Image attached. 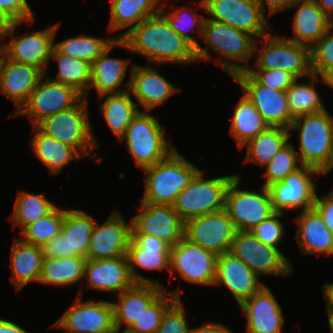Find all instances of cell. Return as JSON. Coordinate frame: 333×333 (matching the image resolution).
<instances>
[{
    "label": "cell",
    "instance_id": "obj_37",
    "mask_svg": "<svg viewBox=\"0 0 333 333\" xmlns=\"http://www.w3.org/2000/svg\"><path fill=\"white\" fill-rule=\"evenodd\" d=\"M86 258L69 256L45 258L41 267L39 282L55 286H69L84 278Z\"/></svg>",
    "mask_w": 333,
    "mask_h": 333
},
{
    "label": "cell",
    "instance_id": "obj_64",
    "mask_svg": "<svg viewBox=\"0 0 333 333\" xmlns=\"http://www.w3.org/2000/svg\"><path fill=\"white\" fill-rule=\"evenodd\" d=\"M332 159H333V141H332Z\"/></svg>",
    "mask_w": 333,
    "mask_h": 333
},
{
    "label": "cell",
    "instance_id": "obj_1",
    "mask_svg": "<svg viewBox=\"0 0 333 333\" xmlns=\"http://www.w3.org/2000/svg\"><path fill=\"white\" fill-rule=\"evenodd\" d=\"M117 46L127 52L141 54L150 64L185 65L198 62L196 49L175 33L160 13L144 19L121 39H117Z\"/></svg>",
    "mask_w": 333,
    "mask_h": 333
},
{
    "label": "cell",
    "instance_id": "obj_48",
    "mask_svg": "<svg viewBox=\"0 0 333 333\" xmlns=\"http://www.w3.org/2000/svg\"><path fill=\"white\" fill-rule=\"evenodd\" d=\"M283 216L284 213L275 212L250 231L264 244L278 247L277 245L281 243L285 233L284 224L280 220Z\"/></svg>",
    "mask_w": 333,
    "mask_h": 333
},
{
    "label": "cell",
    "instance_id": "obj_60",
    "mask_svg": "<svg viewBox=\"0 0 333 333\" xmlns=\"http://www.w3.org/2000/svg\"><path fill=\"white\" fill-rule=\"evenodd\" d=\"M328 315V325L330 327L331 333H333V314H327Z\"/></svg>",
    "mask_w": 333,
    "mask_h": 333
},
{
    "label": "cell",
    "instance_id": "obj_35",
    "mask_svg": "<svg viewBox=\"0 0 333 333\" xmlns=\"http://www.w3.org/2000/svg\"><path fill=\"white\" fill-rule=\"evenodd\" d=\"M233 111L230 133L239 149L270 127L245 94L239 99Z\"/></svg>",
    "mask_w": 333,
    "mask_h": 333
},
{
    "label": "cell",
    "instance_id": "obj_26",
    "mask_svg": "<svg viewBox=\"0 0 333 333\" xmlns=\"http://www.w3.org/2000/svg\"><path fill=\"white\" fill-rule=\"evenodd\" d=\"M239 307L247 319V333H285L282 332L285 321L282 307L268 286L244 300Z\"/></svg>",
    "mask_w": 333,
    "mask_h": 333
},
{
    "label": "cell",
    "instance_id": "obj_58",
    "mask_svg": "<svg viewBox=\"0 0 333 333\" xmlns=\"http://www.w3.org/2000/svg\"><path fill=\"white\" fill-rule=\"evenodd\" d=\"M318 7L333 21V0H315Z\"/></svg>",
    "mask_w": 333,
    "mask_h": 333
},
{
    "label": "cell",
    "instance_id": "obj_27",
    "mask_svg": "<svg viewBox=\"0 0 333 333\" xmlns=\"http://www.w3.org/2000/svg\"><path fill=\"white\" fill-rule=\"evenodd\" d=\"M44 73L37 67L18 63L4 54L0 60V89L17 106L11 118L28 101Z\"/></svg>",
    "mask_w": 333,
    "mask_h": 333
},
{
    "label": "cell",
    "instance_id": "obj_47",
    "mask_svg": "<svg viewBox=\"0 0 333 333\" xmlns=\"http://www.w3.org/2000/svg\"><path fill=\"white\" fill-rule=\"evenodd\" d=\"M311 69L317 76L333 69V26L311 47Z\"/></svg>",
    "mask_w": 333,
    "mask_h": 333
},
{
    "label": "cell",
    "instance_id": "obj_40",
    "mask_svg": "<svg viewBox=\"0 0 333 333\" xmlns=\"http://www.w3.org/2000/svg\"><path fill=\"white\" fill-rule=\"evenodd\" d=\"M307 78L308 81L303 84L299 82V79H296L285 91L290 114L293 118L326 110L314 86V83L318 82V76L312 74Z\"/></svg>",
    "mask_w": 333,
    "mask_h": 333
},
{
    "label": "cell",
    "instance_id": "obj_38",
    "mask_svg": "<svg viewBox=\"0 0 333 333\" xmlns=\"http://www.w3.org/2000/svg\"><path fill=\"white\" fill-rule=\"evenodd\" d=\"M290 138L289 129L269 127L243 145L247 150L244 163L250 162L265 167Z\"/></svg>",
    "mask_w": 333,
    "mask_h": 333
},
{
    "label": "cell",
    "instance_id": "obj_52",
    "mask_svg": "<svg viewBox=\"0 0 333 333\" xmlns=\"http://www.w3.org/2000/svg\"><path fill=\"white\" fill-rule=\"evenodd\" d=\"M314 208L323 218L326 227L333 233V189L321 198L317 194Z\"/></svg>",
    "mask_w": 333,
    "mask_h": 333
},
{
    "label": "cell",
    "instance_id": "obj_21",
    "mask_svg": "<svg viewBox=\"0 0 333 333\" xmlns=\"http://www.w3.org/2000/svg\"><path fill=\"white\" fill-rule=\"evenodd\" d=\"M171 246L158 237L143 233H131L126 252L130 273L136 283H152L163 286L159 280L145 278L136 273L144 270H169Z\"/></svg>",
    "mask_w": 333,
    "mask_h": 333
},
{
    "label": "cell",
    "instance_id": "obj_16",
    "mask_svg": "<svg viewBox=\"0 0 333 333\" xmlns=\"http://www.w3.org/2000/svg\"><path fill=\"white\" fill-rule=\"evenodd\" d=\"M82 291L70 309L51 327L65 329L63 333H112L115 331L112 301L89 299L81 301Z\"/></svg>",
    "mask_w": 333,
    "mask_h": 333
},
{
    "label": "cell",
    "instance_id": "obj_18",
    "mask_svg": "<svg viewBox=\"0 0 333 333\" xmlns=\"http://www.w3.org/2000/svg\"><path fill=\"white\" fill-rule=\"evenodd\" d=\"M232 78L270 127L289 129L294 118L290 114L285 91L260 84L247 70L236 73Z\"/></svg>",
    "mask_w": 333,
    "mask_h": 333
},
{
    "label": "cell",
    "instance_id": "obj_28",
    "mask_svg": "<svg viewBox=\"0 0 333 333\" xmlns=\"http://www.w3.org/2000/svg\"><path fill=\"white\" fill-rule=\"evenodd\" d=\"M163 290L167 288L152 283H136L119 294V300L112 301L115 330L120 331L123 324L127 326L123 331L128 330Z\"/></svg>",
    "mask_w": 333,
    "mask_h": 333
},
{
    "label": "cell",
    "instance_id": "obj_29",
    "mask_svg": "<svg viewBox=\"0 0 333 333\" xmlns=\"http://www.w3.org/2000/svg\"><path fill=\"white\" fill-rule=\"evenodd\" d=\"M115 46L117 47V39L91 64L89 91L94 88L99 97L121 94L129 90V87H120L131 59L110 57L109 53Z\"/></svg>",
    "mask_w": 333,
    "mask_h": 333
},
{
    "label": "cell",
    "instance_id": "obj_12",
    "mask_svg": "<svg viewBox=\"0 0 333 333\" xmlns=\"http://www.w3.org/2000/svg\"><path fill=\"white\" fill-rule=\"evenodd\" d=\"M61 22L48 24L46 29L28 32L20 36L14 35V30L21 22H14L9 34V42L0 44L3 54L10 60L31 65L47 75L54 40Z\"/></svg>",
    "mask_w": 333,
    "mask_h": 333
},
{
    "label": "cell",
    "instance_id": "obj_32",
    "mask_svg": "<svg viewBox=\"0 0 333 333\" xmlns=\"http://www.w3.org/2000/svg\"><path fill=\"white\" fill-rule=\"evenodd\" d=\"M14 238L10 253V278L19 291L29 282H39L44 256L40 246L26 243L16 235Z\"/></svg>",
    "mask_w": 333,
    "mask_h": 333
},
{
    "label": "cell",
    "instance_id": "obj_3",
    "mask_svg": "<svg viewBox=\"0 0 333 333\" xmlns=\"http://www.w3.org/2000/svg\"><path fill=\"white\" fill-rule=\"evenodd\" d=\"M199 170L184 155L173 150L165 159L143 170L146 177L142 202L173 205Z\"/></svg>",
    "mask_w": 333,
    "mask_h": 333
},
{
    "label": "cell",
    "instance_id": "obj_57",
    "mask_svg": "<svg viewBox=\"0 0 333 333\" xmlns=\"http://www.w3.org/2000/svg\"><path fill=\"white\" fill-rule=\"evenodd\" d=\"M324 292V299L327 301L326 312L333 314V283H327L322 286Z\"/></svg>",
    "mask_w": 333,
    "mask_h": 333
},
{
    "label": "cell",
    "instance_id": "obj_14",
    "mask_svg": "<svg viewBox=\"0 0 333 333\" xmlns=\"http://www.w3.org/2000/svg\"><path fill=\"white\" fill-rule=\"evenodd\" d=\"M97 221L85 211L65 209L61 233L44 244L45 258L80 256L87 259L90 237Z\"/></svg>",
    "mask_w": 333,
    "mask_h": 333
},
{
    "label": "cell",
    "instance_id": "obj_36",
    "mask_svg": "<svg viewBox=\"0 0 333 333\" xmlns=\"http://www.w3.org/2000/svg\"><path fill=\"white\" fill-rule=\"evenodd\" d=\"M103 97H106V100L100 104L101 114L111 132L120 140L140 110L136 102L132 100L129 91L121 94L103 95L99 98Z\"/></svg>",
    "mask_w": 333,
    "mask_h": 333
},
{
    "label": "cell",
    "instance_id": "obj_42",
    "mask_svg": "<svg viewBox=\"0 0 333 333\" xmlns=\"http://www.w3.org/2000/svg\"><path fill=\"white\" fill-rule=\"evenodd\" d=\"M115 37L97 38L79 35L58 43L54 47L67 56L77 57L92 64L114 41Z\"/></svg>",
    "mask_w": 333,
    "mask_h": 333
},
{
    "label": "cell",
    "instance_id": "obj_5",
    "mask_svg": "<svg viewBox=\"0 0 333 333\" xmlns=\"http://www.w3.org/2000/svg\"><path fill=\"white\" fill-rule=\"evenodd\" d=\"M89 99L84 97L72 108L46 117L35 127L47 136L75 148L81 155H90L97 147L89 118Z\"/></svg>",
    "mask_w": 333,
    "mask_h": 333
},
{
    "label": "cell",
    "instance_id": "obj_45",
    "mask_svg": "<svg viewBox=\"0 0 333 333\" xmlns=\"http://www.w3.org/2000/svg\"><path fill=\"white\" fill-rule=\"evenodd\" d=\"M160 14L167 20L170 28L177 34L181 35L195 49L200 45L194 36H191L188 30L197 28L200 38L202 37L203 26L206 16L190 11L189 8H176L174 11L166 12L165 3H161ZM163 5V6H162ZM163 7V8H162ZM189 9V10H187Z\"/></svg>",
    "mask_w": 333,
    "mask_h": 333
},
{
    "label": "cell",
    "instance_id": "obj_55",
    "mask_svg": "<svg viewBox=\"0 0 333 333\" xmlns=\"http://www.w3.org/2000/svg\"><path fill=\"white\" fill-rule=\"evenodd\" d=\"M0 333H29L15 322L0 318Z\"/></svg>",
    "mask_w": 333,
    "mask_h": 333
},
{
    "label": "cell",
    "instance_id": "obj_44",
    "mask_svg": "<svg viewBox=\"0 0 333 333\" xmlns=\"http://www.w3.org/2000/svg\"><path fill=\"white\" fill-rule=\"evenodd\" d=\"M65 218V209L56 207L51 213L27 226L21 233V239L29 244L42 247L61 233Z\"/></svg>",
    "mask_w": 333,
    "mask_h": 333
},
{
    "label": "cell",
    "instance_id": "obj_2",
    "mask_svg": "<svg viewBox=\"0 0 333 333\" xmlns=\"http://www.w3.org/2000/svg\"><path fill=\"white\" fill-rule=\"evenodd\" d=\"M201 39L207 46L197 47L196 57L199 62L210 59L211 48L220 55L217 60L218 65L231 77L249 68L250 57H254L256 41L252 35L206 17ZM241 62L246 65H242Z\"/></svg>",
    "mask_w": 333,
    "mask_h": 333
},
{
    "label": "cell",
    "instance_id": "obj_15",
    "mask_svg": "<svg viewBox=\"0 0 333 333\" xmlns=\"http://www.w3.org/2000/svg\"><path fill=\"white\" fill-rule=\"evenodd\" d=\"M323 175L320 171L309 166H301L287 175L282 182L269 185L272 207L274 212L284 213L303 208L302 211L314 208L316 185L313 176Z\"/></svg>",
    "mask_w": 333,
    "mask_h": 333
},
{
    "label": "cell",
    "instance_id": "obj_63",
    "mask_svg": "<svg viewBox=\"0 0 333 333\" xmlns=\"http://www.w3.org/2000/svg\"><path fill=\"white\" fill-rule=\"evenodd\" d=\"M2 55H3V50H2V48H1V46H0V60H1V58H2Z\"/></svg>",
    "mask_w": 333,
    "mask_h": 333
},
{
    "label": "cell",
    "instance_id": "obj_56",
    "mask_svg": "<svg viewBox=\"0 0 333 333\" xmlns=\"http://www.w3.org/2000/svg\"><path fill=\"white\" fill-rule=\"evenodd\" d=\"M13 24L14 21L0 9V39L9 34Z\"/></svg>",
    "mask_w": 333,
    "mask_h": 333
},
{
    "label": "cell",
    "instance_id": "obj_62",
    "mask_svg": "<svg viewBox=\"0 0 333 333\" xmlns=\"http://www.w3.org/2000/svg\"><path fill=\"white\" fill-rule=\"evenodd\" d=\"M332 169H333V159H332V162H331L330 166L328 167V169L323 173V176L328 174Z\"/></svg>",
    "mask_w": 333,
    "mask_h": 333
},
{
    "label": "cell",
    "instance_id": "obj_20",
    "mask_svg": "<svg viewBox=\"0 0 333 333\" xmlns=\"http://www.w3.org/2000/svg\"><path fill=\"white\" fill-rule=\"evenodd\" d=\"M139 211L131 218V233L153 235L171 247L184 237L185 223L173 205L142 202Z\"/></svg>",
    "mask_w": 333,
    "mask_h": 333
},
{
    "label": "cell",
    "instance_id": "obj_30",
    "mask_svg": "<svg viewBox=\"0 0 333 333\" xmlns=\"http://www.w3.org/2000/svg\"><path fill=\"white\" fill-rule=\"evenodd\" d=\"M297 7L293 16L294 36L286 37L295 43L312 47L333 26V21L318 7L316 1L291 4Z\"/></svg>",
    "mask_w": 333,
    "mask_h": 333
},
{
    "label": "cell",
    "instance_id": "obj_41",
    "mask_svg": "<svg viewBox=\"0 0 333 333\" xmlns=\"http://www.w3.org/2000/svg\"><path fill=\"white\" fill-rule=\"evenodd\" d=\"M56 207L57 204L52 203L43 194H34L23 190L18 192L14 211L9 220L14 227L22 228V232L27 226L45 217Z\"/></svg>",
    "mask_w": 333,
    "mask_h": 333
},
{
    "label": "cell",
    "instance_id": "obj_39",
    "mask_svg": "<svg viewBox=\"0 0 333 333\" xmlns=\"http://www.w3.org/2000/svg\"><path fill=\"white\" fill-rule=\"evenodd\" d=\"M50 59L58 63L56 82L73 87L85 99L88 97L89 83L91 77V64L77 57L67 56L53 47Z\"/></svg>",
    "mask_w": 333,
    "mask_h": 333
},
{
    "label": "cell",
    "instance_id": "obj_25",
    "mask_svg": "<svg viewBox=\"0 0 333 333\" xmlns=\"http://www.w3.org/2000/svg\"><path fill=\"white\" fill-rule=\"evenodd\" d=\"M84 278H87L86 289L117 292L118 295L136 284L126 255L112 259H86Z\"/></svg>",
    "mask_w": 333,
    "mask_h": 333
},
{
    "label": "cell",
    "instance_id": "obj_51",
    "mask_svg": "<svg viewBox=\"0 0 333 333\" xmlns=\"http://www.w3.org/2000/svg\"><path fill=\"white\" fill-rule=\"evenodd\" d=\"M0 9L14 22L26 23L35 20L27 0H0Z\"/></svg>",
    "mask_w": 333,
    "mask_h": 333
},
{
    "label": "cell",
    "instance_id": "obj_11",
    "mask_svg": "<svg viewBox=\"0 0 333 333\" xmlns=\"http://www.w3.org/2000/svg\"><path fill=\"white\" fill-rule=\"evenodd\" d=\"M242 177L236 175L230 182L225 195V210L237 231H250L275 212L268 188L261 190H239Z\"/></svg>",
    "mask_w": 333,
    "mask_h": 333
},
{
    "label": "cell",
    "instance_id": "obj_31",
    "mask_svg": "<svg viewBox=\"0 0 333 333\" xmlns=\"http://www.w3.org/2000/svg\"><path fill=\"white\" fill-rule=\"evenodd\" d=\"M294 221L299 226L295 237L302 253L333 255V233L315 208L302 211Z\"/></svg>",
    "mask_w": 333,
    "mask_h": 333
},
{
    "label": "cell",
    "instance_id": "obj_6",
    "mask_svg": "<svg viewBox=\"0 0 333 333\" xmlns=\"http://www.w3.org/2000/svg\"><path fill=\"white\" fill-rule=\"evenodd\" d=\"M165 136L158 118L141 110L119 141H125L134 162L144 170L165 159L175 150V146L171 142L168 144Z\"/></svg>",
    "mask_w": 333,
    "mask_h": 333
},
{
    "label": "cell",
    "instance_id": "obj_43",
    "mask_svg": "<svg viewBox=\"0 0 333 333\" xmlns=\"http://www.w3.org/2000/svg\"><path fill=\"white\" fill-rule=\"evenodd\" d=\"M181 299L180 289L163 290L142 312L140 317L126 330L127 333H156L166 310Z\"/></svg>",
    "mask_w": 333,
    "mask_h": 333
},
{
    "label": "cell",
    "instance_id": "obj_46",
    "mask_svg": "<svg viewBox=\"0 0 333 333\" xmlns=\"http://www.w3.org/2000/svg\"><path fill=\"white\" fill-rule=\"evenodd\" d=\"M299 163L300 161L297 151L295 150L293 144L288 142L265 166L266 180L264 181L263 186L267 188L273 183L282 182L287 175L302 166Z\"/></svg>",
    "mask_w": 333,
    "mask_h": 333
},
{
    "label": "cell",
    "instance_id": "obj_19",
    "mask_svg": "<svg viewBox=\"0 0 333 333\" xmlns=\"http://www.w3.org/2000/svg\"><path fill=\"white\" fill-rule=\"evenodd\" d=\"M237 230L225 209L185 222L184 237L217 256L230 251Z\"/></svg>",
    "mask_w": 333,
    "mask_h": 333
},
{
    "label": "cell",
    "instance_id": "obj_8",
    "mask_svg": "<svg viewBox=\"0 0 333 333\" xmlns=\"http://www.w3.org/2000/svg\"><path fill=\"white\" fill-rule=\"evenodd\" d=\"M261 40L262 47L258 49L257 42ZM257 54L255 66L257 69H282L291 73L296 79L311 76V47L295 43L282 36L267 35L257 39L254 45Z\"/></svg>",
    "mask_w": 333,
    "mask_h": 333
},
{
    "label": "cell",
    "instance_id": "obj_50",
    "mask_svg": "<svg viewBox=\"0 0 333 333\" xmlns=\"http://www.w3.org/2000/svg\"><path fill=\"white\" fill-rule=\"evenodd\" d=\"M177 299L164 313L161 324L156 333H189L185 309Z\"/></svg>",
    "mask_w": 333,
    "mask_h": 333
},
{
    "label": "cell",
    "instance_id": "obj_34",
    "mask_svg": "<svg viewBox=\"0 0 333 333\" xmlns=\"http://www.w3.org/2000/svg\"><path fill=\"white\" fill-rule=\"evenodd\" d=\"M33 139L30 142L33 154L47 167L49 174L57 175L72 160H80L82 155L73 147L47 136L33 126Z\"/></svg>",
    "mask_w": 333,
    "mask_h": 333
},
{
    "label": "cell",
    "instance_id": "obj_33",
    "mask_svg": "<svg viewBox=\"0 0 333 333\" xmlns=\"http://www.w3.org/2000/svg\"><path fill=\"white\" fill-rule=\"evenodd\" d=\"M161 0H111L109 32L129 27L125 32L114 36L121 39L129 30L144 19L160 12ZM159 3V5H158Z\"/></svg>",
    "mask_w": 333,
    "mask_h": 333
},
{
    "label": "cell",
    "instance_id": "obj_10",
    "mask_svg": "<svg viewBox=\"0 0 333 333\" xmlns=\"http://www.w3.org/2000/svg\"><path fill=\"white\" fill-rule=\"evenodd\" d=\"M230 252L258 277L274 275L285 278L294 272L291 258H287L278 247L261 242L251 231H237L232 240Z\"/></svg>",
    "mask_w": 333,
    "mask_h": 333
},
{
    "label": "cell",
    "instance_id": "obj_59",
    "mask_svg": "<svg viewBox=\"0 0 333 333\" xmlns=\"http://www.w3.org/2000/svg\"><path fill=\"white\" fill-rule=\"evenodd\" d=\"M323 82L326 83L329 87L333 88V69H330L326 71L322 76H321Z\"/></svg>",
    "mask_w": 333,
    "mask_h": 333
},
{
    "label": "cell",
    "instance_id": "obj_4",
    "mask_svg": "<svg viewBox=\"0 0 333 333\" xmlns=\"http://www.w3.org/2000/svg\"><path fill=\"white\" fill-rule=\"evenodd\" d=\"M299 132L298 158L300 164L322 174L332 162L333 117L326 110L294 118L291 131Z\"/></svg>",
    "mask_w": 333,
    "mask_h": 333
},
{
    "label": "cell",
    "instance_id": "obj_49",
    "mask_svg": "<svg viewBox=\"0 0 333 333\" xmlns=\"http://www.w3.org/2000/svg\"><path fill=\"white\" fill-rule=\"evenodd\" d=\"M247 71L262 85L270 89L286 91L296 80L289 72L282 69H253L249 67Z\"/></svg>",
    "mask_w": 333,
    "mask_h": 333
},
{
    "label": "cell",
    "instance_id": "obj_54",
    "mask_svg": "<svg viewBox=\"0 0 333 333\" xmlns=\"http://www.w3.org/2000/svg\"><path fill=\"white\" fill-rule=\"evenodd\" d=\"M189 333H233L222 323L208 322L197 328H190Z\"/></svg>",
    "mask_w": 333,
    "mask_h": 333
},
{
    "label": "cell",
    "instance_id": "obj_24",
    "mask_svg": "<svg viewBox=\"0 0 333 333\" xmlns=\"http://www.w3.org/2000/svg\"><path fill=\"white\" fill-rule=\"evenodd\" d=\"M222 285L232 293L238 305L265 286L259 281V277L230 251L217 257L214 286Z\"/></svg>",
    "mask_w": 333,
    "mask_h": 333
},
{
    "label": "cell",
    "instance_id": "obj_7",
    "mask_svg": "<svg viewBox=\"0 0 333 333\" xmlns=\"http://www.w3.org/2000/svg\"><path fill=\"white\" fill-rule=\"evenodd\" d=\"M235 176L236 174L205 179L203 170L200 169L177 196L173 204L174 210L185 223L225 209L226 191Z\"/></svg>",
    "mask_w": 333,
    "mask_h": 333
},
{
    "label": "cell",
    "instance_id": "obj_53",
    "mask_svg": "<svg viewBox=\"0 0 333 333\" xmlns=\"http://www.w3.org/2000/svg\"><path fill=\"white\" fill-rule=\"evenodd\" d=\"M262 12L265 14V5L268 7V13L270 16L274 15L276 12H281L289 9V6L291 5L290 0H255Z\"/></svg>",
    "mask_w": 333,
    "mask_h": 333
},
{
    "label": "cell",
    "instance_id": "obj_61",
    "mask_svg": "<svg viewBox=\"0 0 333 333\" xmlns=\"http://www.w3.org/2000/svg\"><path fill=\"white\" fill-rule=\"evenodd\" d=\"M315 0H290L291 4L299 3V2H311Z\"/></svg>",
    "mask_w": 333,
    "mask_h": 333
},
{
    "label": "cell",
    "instance_id": "obj_22",
    "mask_svg": "<svg viewBox=\"0 0 333 333\" xmlns=\"http://www.w3.org/2000/svg\"><path fill=\"white\" fill-rule=\"evenodd\" d=\"M131 239V222L127 223L119 210H113L102 224L95 223L87 259H112L125 256Z\"/></svg>",
    "mask_w": 333,
    "mask_h": 333
},
{
    "label": "cell",
    "instance_id": "obj_23",
    "mask_svg": "<svg viewBox=\"0 0 333 333\" xmlns=\"http://www.w3.org/2000/svg\"><path fill=\"white\" fill-rule=\"evenodd\" d=\"M130 75L129 81L124 86L129 87L128 91L143 111L151 113L156 106L164 104L170 96L179 91L174 84L148 65L133 64Z\"/></svg>",
    "mask_w": 333,
    "mask_h": 333
},
{
    "label": "cell",
    "instance_id": "obj_17",
    "mask_svg": "<svg viewBox=\"0 0 333 333\" xmlns=\"http://www.w3.org/2000/svg\"><path fill=\"white\" fill-rule=\"evenodd\" d=\"M217 255L183 237L170 249L169 270L187 282L214 286Z\"/></svg>",
    "mask_w": 333,
    "mask_h": 333
},
{
    "label": "cell",
    "instance_id": "obj_9",
    "mask_svg": "<svg viewBox=\"0 0 333 333\" xmlns=\"http://www.w3.org/2000/svg\"><path fill=\"white\" fill-rule=\"evenodd\" d=\"M209 19L225 23L256 40L267 35L271 25L255 0H196Z\"/></svg>",
    "mask_w": 333,
    "mask_h": 333
},
{
    "label": "cell",
    "instance_id": "obj_13",
    "mask_svg": "<svg viewBox=\"0 0 333 333\" xmlns=\"http://www.w3.org/2000/svg\"><path fill=\"white\" fill-rule=\"evenodd\" d=\"M82 98L73 87L56 82L44 74L28 101L12 117L27 115L33 127L46 117L74 107Z\"/></svg>",
    "mask_w": 333,
    "mask_h": 333
}]
</instances>
